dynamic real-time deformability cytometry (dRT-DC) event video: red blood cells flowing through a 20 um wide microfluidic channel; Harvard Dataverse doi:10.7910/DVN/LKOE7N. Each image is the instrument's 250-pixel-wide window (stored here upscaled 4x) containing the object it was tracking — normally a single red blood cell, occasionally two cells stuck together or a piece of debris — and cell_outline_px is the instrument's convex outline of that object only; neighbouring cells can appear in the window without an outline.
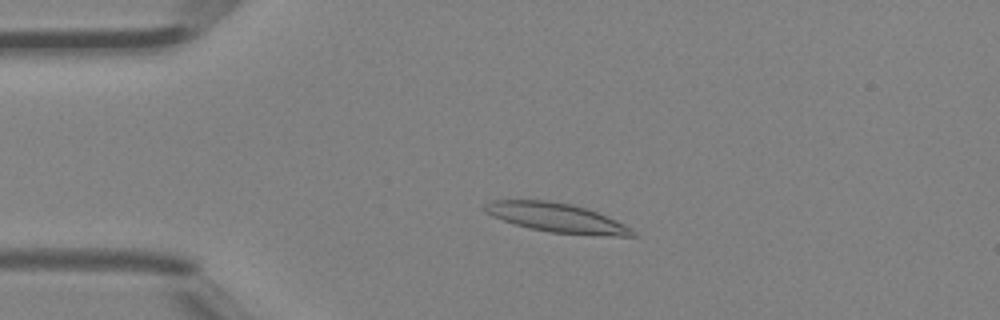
{"species": "Egyptian fruit bat (a non-hibernating species)", "species_latin": "Rousettus aegyptiacus", "temperature_condition": "room temperature", "stored_images_in_passage": 42, "camera_frame_rate_fps": 3000, "um_per_image_px": 0.085, "animal": {"sex": "female"}, "frame": {"image": 1, "passage_image": 7, "time_ms": 2.0, "image_size_px": [1000, 320], "cell_outline_px": [[640, 236], [616, 236], [548, 232], [528, 228], [492, 216], [484, 212], [484, 204], [492, 200], [548, 200], [572, 204], [588, 208], [624, 224], [636, 232]], "centroid_in_image_um": [47.31, 18.5], "position_along_channel_um": 37.7, "area_um2": 25.09}}
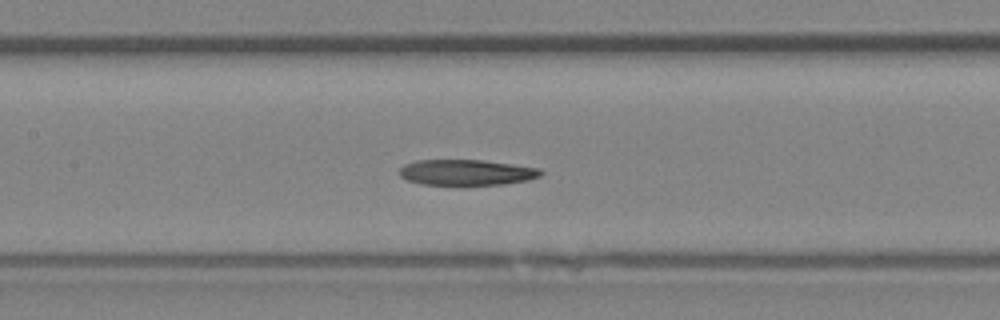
{"frame": {"image": 2, "passage_image": 18, "time_ms": 5.667, "image_size_px": [1000, 320], "cell_outline_px": [[544, 172], [540, 176], [528, 180], [504, 184], [420, 184], [408, 180], [400, 176], [400, 168], [404, 164], [416, 160], [484, 160], [540, 168]], "centroid_in_image_um": [39.67, 14.64], "position_along_channel_um": 167.7, "area_um2": 21.04}}
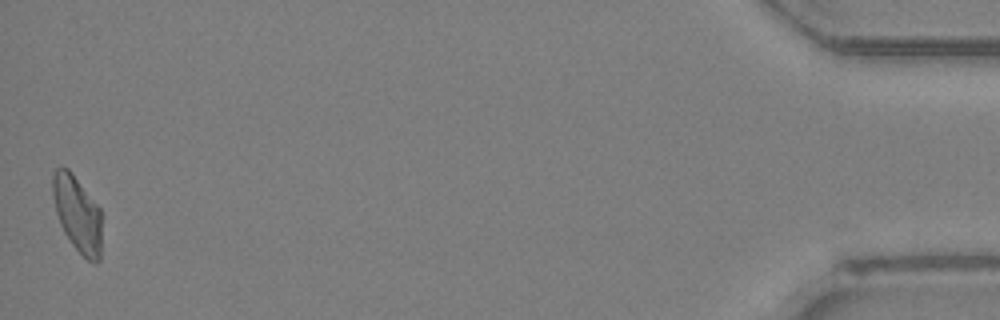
{"frame": {"image": 3, "passage_image": 42, "time_ms": 13.667, "image_size_px": [1000, 320], "cell_outline_px": [[100, 260], [96, 264], [88, 260], [72, 244], [64, 232], [60, 224], [56, 212], [52, 192], [52, 172], [56, 168], [68, 168], [72, 172], [100, 208]], "centroid_in_image_um": [6.56, 18.15], "position_along_channel_um": 428.6, "area_um2": 21.5}}